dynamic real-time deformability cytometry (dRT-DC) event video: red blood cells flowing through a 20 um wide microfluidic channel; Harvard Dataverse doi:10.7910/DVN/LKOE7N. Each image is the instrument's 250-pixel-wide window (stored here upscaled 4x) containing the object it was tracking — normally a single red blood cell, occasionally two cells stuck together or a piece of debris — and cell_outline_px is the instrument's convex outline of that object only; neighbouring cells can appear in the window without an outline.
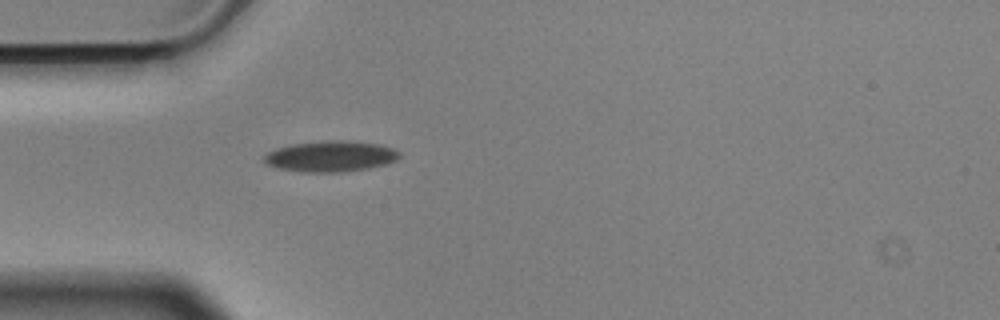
{"species": "Egyptian fruit bat (a non-hibernating species)", "species_latin": "Rousettus aegyptiacus", "temperature_condition": "cold", "stored_images_in_passage": 4, "camera_frame_rate_fps": 3000, "um_per_image_px": 0.085, "animal": {"sex": "male"}, "frame": {"image": 1, "passage_image": 1, "time_ms": 0.0, "image_size_px": [1000, 320], "cell_outline_px": [[400, 156], [396, 160], [384, 164], [368, 168], [344, 172], [300, 172], [280, 168], [264, 164], [264, 156], [268, 152], [276, 148], [292, 144], [328, 140], [348, 140], [380, 144], [392, 148], [400, 152]], "centroid_in_image_um": [28.1, 13.28], "position_along_channel_um": 56.9, "area_um2": 24.39}}